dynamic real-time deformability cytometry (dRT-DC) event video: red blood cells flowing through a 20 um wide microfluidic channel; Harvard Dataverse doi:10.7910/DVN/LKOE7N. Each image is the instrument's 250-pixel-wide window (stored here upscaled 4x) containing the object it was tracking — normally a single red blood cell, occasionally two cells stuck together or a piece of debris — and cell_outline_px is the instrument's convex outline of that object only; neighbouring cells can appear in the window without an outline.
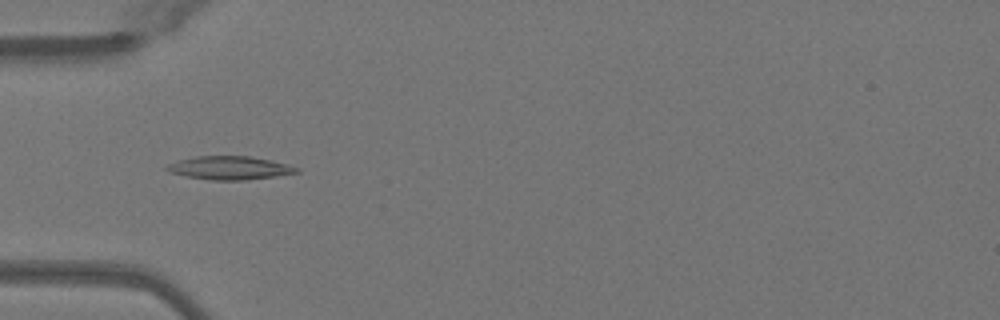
{"species": "Egyptian fruit bat (a non-hibernating species)", "species_latin": "Rousettus aegyptiacus", "temperature_condition": "warm", "stored_images_in_passage": 42, "camera_frame_rate_fps": 3000, "um_per_image_px": 0.085, "animal": {"sex": "female"}, "frame": {"image": 1, "passage_image": 8, "time_ms": 2.333, "image_size_px": [1000, 320], "cell_outline_px": [[300, 172], [276, 176], [244, 180], [212, 180], [188, 176], [172, 172], [164, 168], [168, 164], [180, 160], [196, 156], [248, 156], [272, 160], [288, 164], [300, 168]], "centroid_in_image_um": [19.59, 14.27], "position_along_channel_um": 65.4, "area_um2": 17.51}}
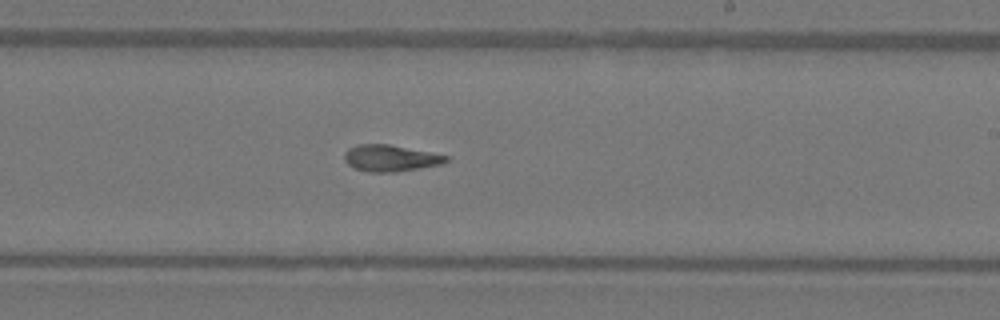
{"frame": {"image": 2, "passage_image": 22, "time_ms": 7.0, "image_size_px": [1000, 320], "cell_outline_px": [[448, 160], [444, 164], [396, 172], [368, 172], [356, 168], [348, 164], [344, 160], [344, 152], [348, 148], [356, 144], [388, 144], [448, 156]], "centroid_in_image_um": [33.16, 13.44], "position_along_channel_um": 255.8, "area_um2": 15.66}}
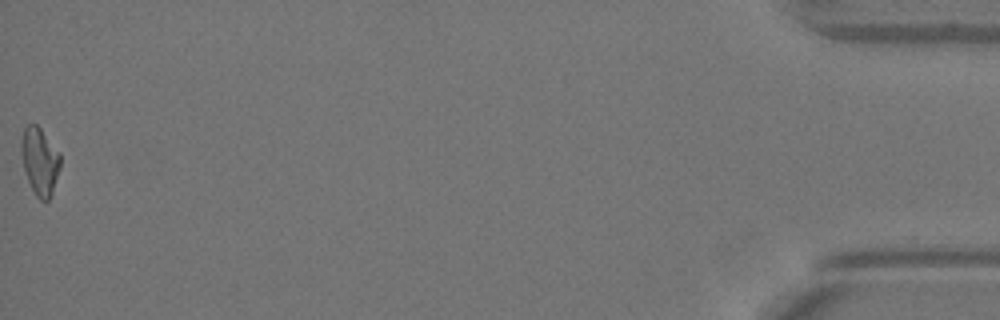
{"frame": {"image": 3, "passage_image": 42, "time_ms": 13.667, "image_size_px": [1000, 320], "cell_outline_px": [[60, 168], [52, 192], [48, 200], [40, 200], [36, 196], [28, 180], [24, 168], [20, 152], [20, 140], [24, 128], [28, 124], [36, 124], [40, 128], [60, 152]], "centroid_in_image_um": [3.37, 13.67], "position_along_channel_um": 431.8, "area_um2": 15.32}, "authors_computed_cell_mechanics": {"area_um2": 15.6638, "velocity_mm_per_s": 4.1049, "shape_relaxation_time_tau1_ms": 10.9161, "shape_relaxation_time_tau2_ms": 3.8693, "deformation_change_tau1": 0.2737, "deformation_change_tau2": 0.1188}}